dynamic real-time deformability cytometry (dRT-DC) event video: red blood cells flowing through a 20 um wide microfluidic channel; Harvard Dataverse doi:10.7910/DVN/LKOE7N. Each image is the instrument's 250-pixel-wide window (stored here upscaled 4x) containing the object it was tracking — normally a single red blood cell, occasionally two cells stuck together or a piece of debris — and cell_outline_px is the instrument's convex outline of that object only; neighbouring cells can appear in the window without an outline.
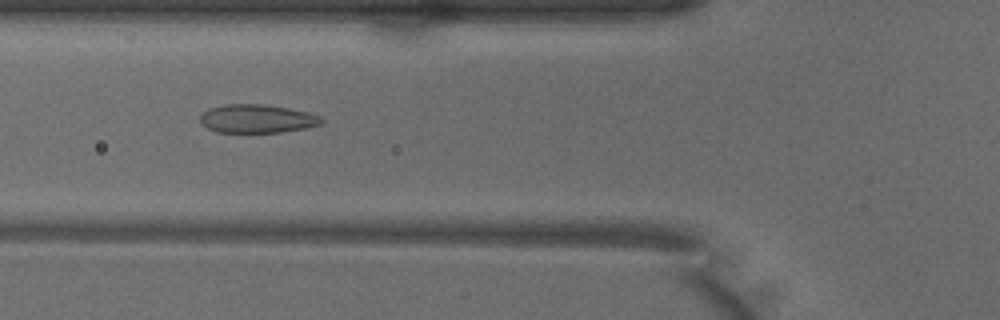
{"species": "common noctule bat (a hibernating species)", "species_latin": "Nyctalus noctula", "temperature_condition": "warm", "stored_images_in_passage": 49, "camera_frame_rate_fps": 3000, "um_per_image_px": 0.085, "animal": {"sex": "male", "body_mass_g": 18.8}, "frame": {"image": 1, "passage_image": 17, "time_ms": 5.333, "image_size_px": [1000, 320], "cell_outline_px": [[324, 120], [320, 124], [304, 128], [280, 132], [216, 132], [200, 124], [200, 116], [208, 108], [224, 104], [264, 104], [288, 108], [308, 112], [320, 116]], "centroid_in_image_um": [21.81, 10.08], "position_along_channel_um": 104.0, "area_um2": 20.11}}
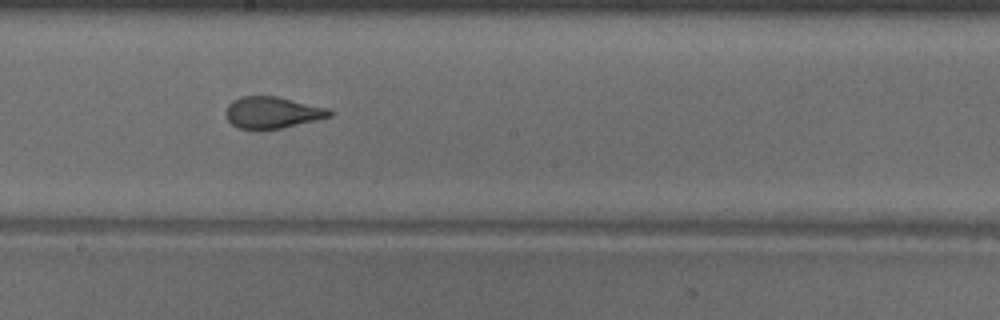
{"frame": {"image": 2, "passage_image": 26, "time_ms": 8.333, "image_size_px": [1000, 320], "cell_outline_px": [[332, 116], [316, 120], [280, 128], [256, 132], [240, 128], [232, 124], [228, 120], [224, 112], [228, 104], [232, 100], [240, 96], [276, 96], [328, 108], [332, 112]], "centroid_in_image_um": [23.09, 9.58], "position_along_channel_um": 225.1, "area_um2": 19.42}}
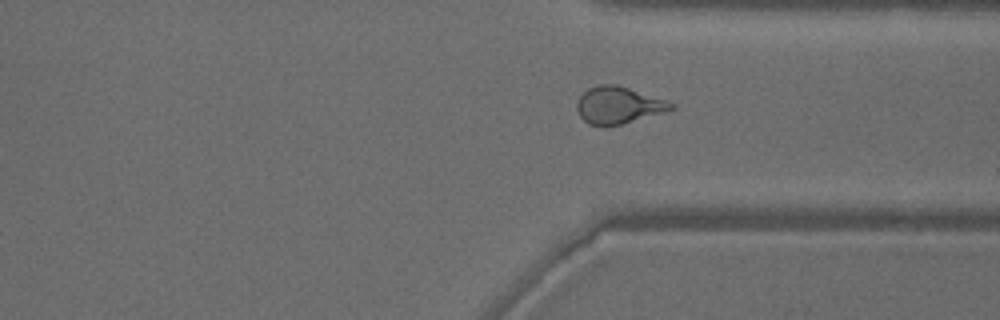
{"frame": {"image": 3, "passage_image": 36, "time_ms": 11.667, "image_size_px": [1000, 320], "cell_outline_px": [[676, 108], [664, 112], [620, 124], [604, 128], [588, 124], [580, 116], [576, 108], [576, 104], [580, 96], [588, 88], [600, 84], [616, 84], [668, 100], [676, 104]], "centroid_in_image_um": [52.56, 8.95], "position_along_channel_um": 358.8, "area_um2": 20.52}, "authors_computed_cell_mechanics": {"area_um2": 21.1548, "velocity_mm_per_s": 4.0213, "shape_relaxation_time_tau1_ms": 6.8147, "shape_relaxation_time_tau2_ms": 0.8921, "deformation_change_tau1": 0.1868, "deformation_change_tau2": 0.0773}}